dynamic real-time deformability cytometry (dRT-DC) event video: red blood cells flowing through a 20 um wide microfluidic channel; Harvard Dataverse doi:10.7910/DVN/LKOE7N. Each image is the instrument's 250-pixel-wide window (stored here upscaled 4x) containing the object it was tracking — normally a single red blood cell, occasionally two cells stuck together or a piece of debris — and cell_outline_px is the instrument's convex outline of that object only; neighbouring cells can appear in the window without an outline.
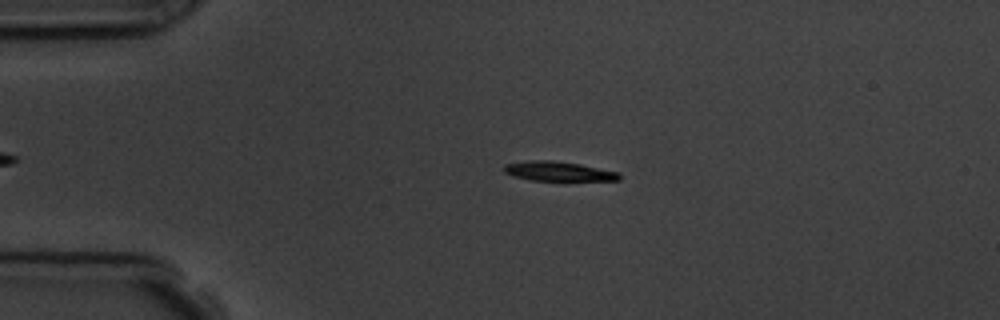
{"species": "common noctule bat (a hibernating species)", "species_latin": "Nyctalus noctula", "temperature_condition": "room temperature", "stored_images_in_passage": 3, "camera_frame_rate_fps": 3000, "um_per_image_px": 0.085, "animal": {"sex": "male", "body_mass_g": 19.5, "forearm_length_mm": 54.6}, "frame": {"image": 1, "passage_image": 2, "time_ms": 1.333, "image_size_px": [1000, 320], "cell_outline_px": [[620, 180], [528, 180], [512, 176], [504, 172], [500, 168], [504, 164], [528, 160], [552, 160], [580, 164], [616, 172], [620, 176]], "centroid_in_image_um": [47.33, 14.55], "position_along_channel_um": 37.7, "area_um2": 13.06}}